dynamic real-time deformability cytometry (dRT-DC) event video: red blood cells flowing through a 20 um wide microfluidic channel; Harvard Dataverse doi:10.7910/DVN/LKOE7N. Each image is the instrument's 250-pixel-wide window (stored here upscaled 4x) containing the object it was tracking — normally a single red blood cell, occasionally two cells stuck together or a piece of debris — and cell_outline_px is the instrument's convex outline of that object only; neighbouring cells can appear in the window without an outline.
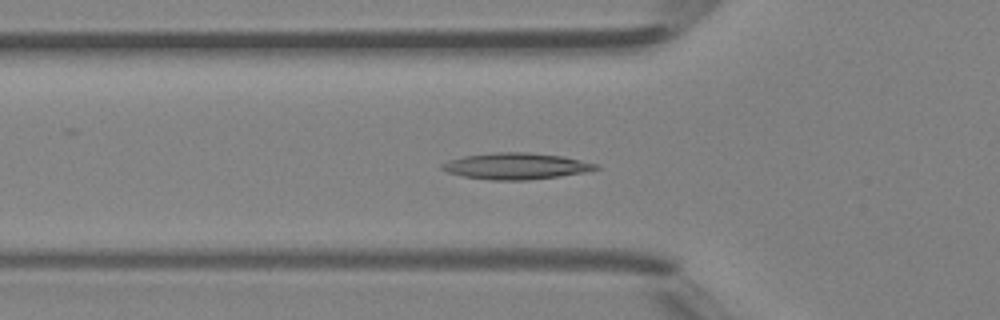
{"species": "Egyptian fruit bat (a non-hibernating species)", "species_latin": "Rousettus aegyptiacus", "temperature_condition": "room temperature", "stored_images_in_passage": 35, "camera_frame_rate_fps": 3000, "um_per_image_px": 0.085, "animal": {"sex": "female"}, "frame": {"image": 1, "passage_image": 3, "time_ms": 0.667, "image_size_px": [1000, 320], "cell_outline_px": [[600, 168], [584, 172], [560, 176], [528, 180], [492, 180], [464, 176], [448, 172], [440, 168], [440, 164], [448, 160], [464, 156], [496, 152], [528, 152], [564, 156], [600, 164]], "centroid_in_image_um": [43.89, 14.11], "position_along_channel_um": 81.9, "area_um2": 23.7}}
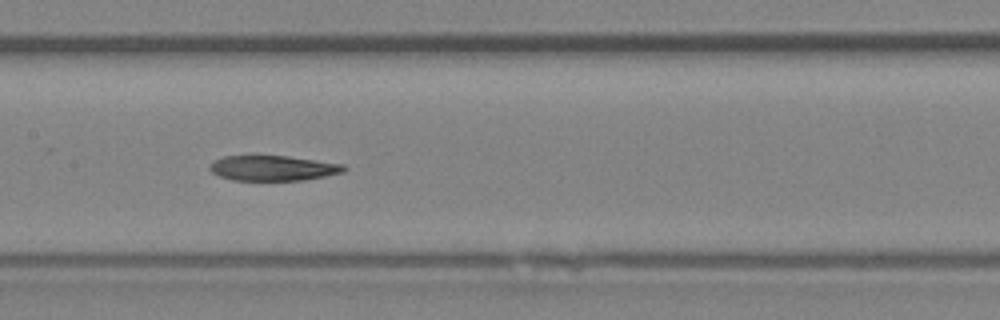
{"frame": {"image": 2, "passage_image": 10, "time_ms": 3.0, "image_size_px": [1000, 320], "cell_outline_px": [[348, 168], [344, 172], [304, 180], [232, 180], [220, 176], [212, 172], [208, 168], [216, 160], [224, 156], [288, 156], [344, 164]], "centroid_in_image_um": [23.25, 14.29], "position_along_channel_um": 184.2, "area_um2": 19.54}}
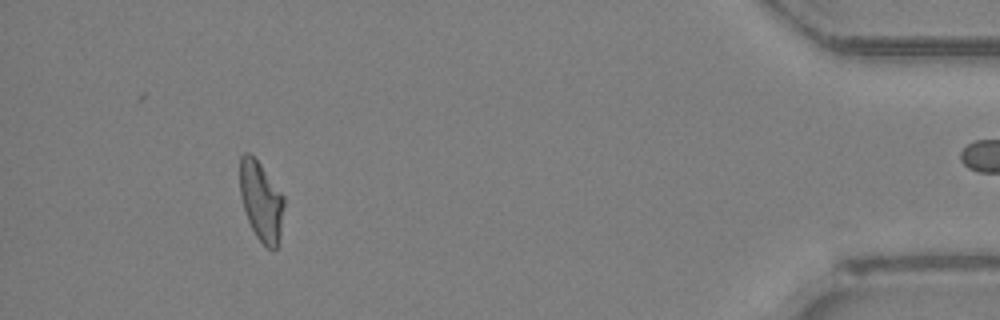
{"frame": {"image": 3, "passage_image": 30, "time_ms": 9.667, "image_size_px": [1000, 320], "cell_outline_px": [[284, 204], [280, 240], [276, 248], [268, 248], [256, 236], [248, 220], [240, 196], [240, 156], [244, 152], [248, 152], [260, 164], [284, 196]], "centroid_in_image_um": [22.2, 17.1], "position_along_channel_um": 413.0, "area_um2": 20.23}}